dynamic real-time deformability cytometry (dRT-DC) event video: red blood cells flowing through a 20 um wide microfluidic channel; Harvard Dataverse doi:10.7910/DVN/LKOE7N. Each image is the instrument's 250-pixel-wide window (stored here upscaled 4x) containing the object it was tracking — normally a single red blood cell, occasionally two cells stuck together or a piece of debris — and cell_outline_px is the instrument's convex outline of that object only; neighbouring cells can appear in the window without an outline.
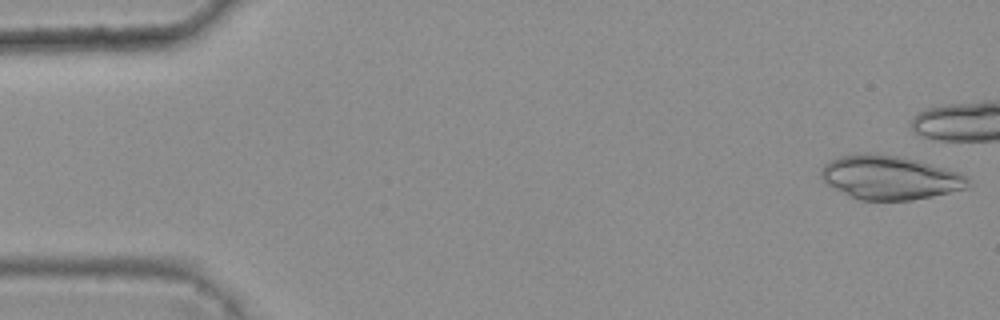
{"species": "common noctule bat (a hibernating species)", "species_latin": "Nyctalus noctula", "temperature_condition": "warm", "stored_images_in_passage": 16, "camera_frame_rate_fps": 3000, "um_per_image_px": 0.085, "animal": {"sex": "female", "body_mass_g": 25.1}, "frame": {"image": 1, "passage_image": 1, "time_ms": 0.0, "image_size_px": [1000, 320], "cell_outline_px": [[968, 188], [932, 196], [912, 200], [860, 200], [848, 196], [832, 188], [820, 176], [820, 172], [824, 164], [840, 156], [864, 152], [896, 156], [916, 160], [948, 168], [960, 172], [968, 176]], "centroid_in_image_um": [75.63, 15.09], "position_along_channel_um": 9.4, "area_um2": 37.63}}